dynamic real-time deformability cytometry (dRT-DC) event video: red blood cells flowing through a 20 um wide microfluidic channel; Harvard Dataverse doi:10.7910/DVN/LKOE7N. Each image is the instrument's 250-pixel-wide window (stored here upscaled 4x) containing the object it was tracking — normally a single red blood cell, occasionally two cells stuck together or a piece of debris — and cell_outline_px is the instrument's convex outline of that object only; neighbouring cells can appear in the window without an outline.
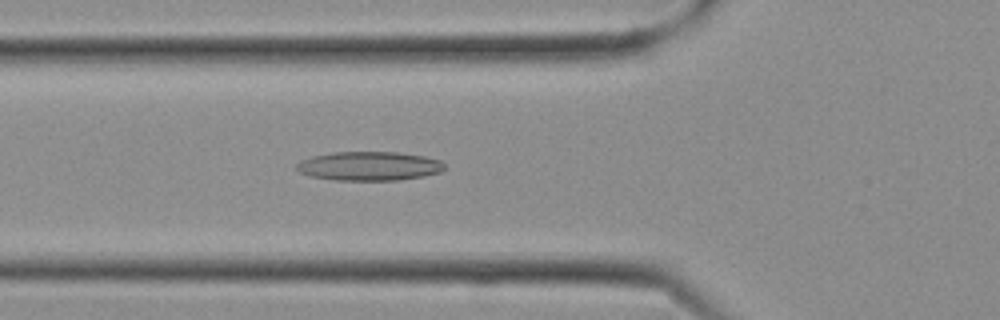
{"species": "Egyptian fruit bat (a non-hibernating species)", "species_latin": "Rousettus aegyptiacus", "temperature_condition": "cold", "stored_images_in_passage": 2, "camera_frame_rate_fps": 3000, "um_per_image_px": 0.085, "frame": {"image": 1, "passage_image": 2, "time_ms": 0.333, "image_size_px": [1000, 320], "cell_outline_px": [[444, 168], [440, 172], [424, 176], [400, 180], [336, 180], [308, 176], [300, 172], [296, 168], [296, 164], [300, 160], [312, 156], [332, 152], [396, 152], [424, 156], [440, 160], [444, 164]], "centroid_in_image_um": [31.35, 14.11], "position_along_channel_um": 94.4, "area_um2": 25.09}}